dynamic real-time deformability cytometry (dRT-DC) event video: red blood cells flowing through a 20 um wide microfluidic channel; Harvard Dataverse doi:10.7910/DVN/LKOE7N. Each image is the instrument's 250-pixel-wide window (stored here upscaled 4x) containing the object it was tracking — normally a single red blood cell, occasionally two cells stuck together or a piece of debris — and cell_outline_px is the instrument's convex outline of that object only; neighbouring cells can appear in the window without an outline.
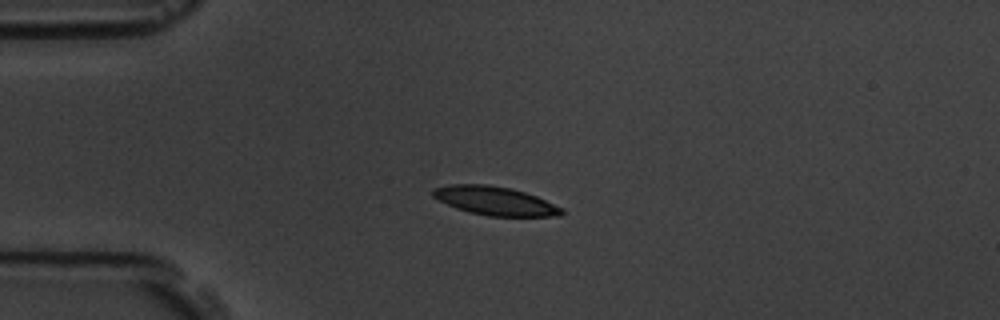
{"species": "common noctule bat (a hibernating species)", "species_latin": "Nyctalus noctula", "temperature_condition": "room temperature", "stored_images_in_passage": 12, "camera_frame_rate_fps": 3000, "um_per_image_px": 0.085, "animal": {"sex": "male", "body_mass_g": 19.5, "forearm_length_mm": 54.6}, "frame": {"image": 1, "passage_image": 1, "time_ms": 0.0, "image_size_px": [1000, 320], "cell_outline_px": [[564, 212], [560, 216], [488, 216], [468, 212], [456, 208], [432, 196], [432, 188], [448, 184], [488, 184], [512, 188], [536, 196], [564, 208]], "centroid_in_image_um": [42.08, 17.06], "position_along_channel_um": 42.9, "area_um2": 21.62}}
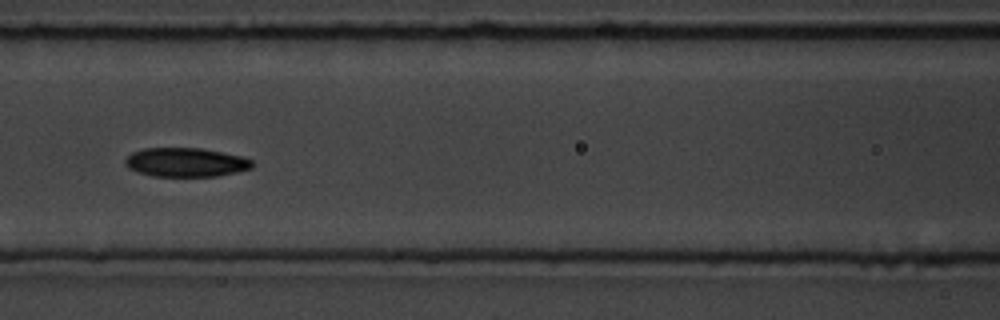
{"frame": {"image": 2, "passage_image": 4, "time_ms": 3.667, "image_size_px": [1000, 320], "cell_outline_px": [[256, 164], [252, 168], [236, 172], [216, 176], [152, 176], [128, 168], [124, 164], [124, 160], [132, 152], [144, 148], [200, 148], [244, 156], [252, 160]], "centroid_in_image_um": [15.82, 13.79], "position_along_channel_um": 150.8, "area_um2": 21.56}}
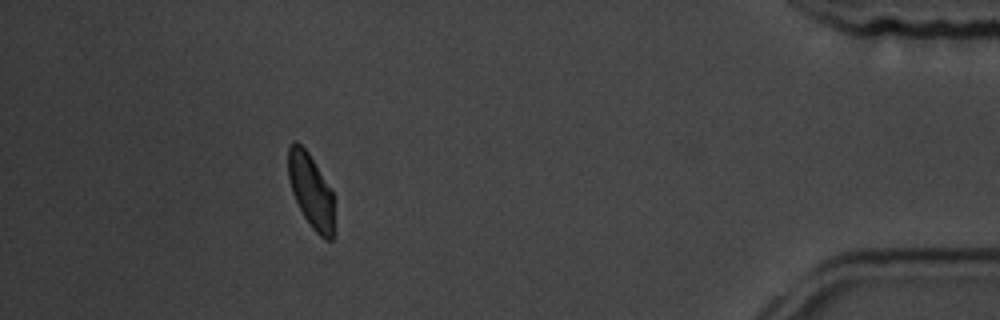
{"frame": {"image": 3, "passage_image": 11, "time_ms": 12.333, "image_size_px": [1000, 320], "cell_outline_px": [[332, 240], [324, 240], [312, 228], [304, 216], [292, 192], [288, 176], [288, 148], [296, 140], [308, 152], [332, 192]], "centroid_in_image_um": [26.39, 16.21], "position_along_channel_um": 408.8, "area_um2": 19.19}, "authors_computed_cell_mechanics": {"area_um2": 21.386, "velocity_mm_per_s": 3.6106, "shape_relaxation_time_tau1_ms": 2.198, "shape_relaxation_time_tau2_ms": 4.4653, "deformation_change_tau1": 0.0766, "deformation_change_tau2": 0.0654}}